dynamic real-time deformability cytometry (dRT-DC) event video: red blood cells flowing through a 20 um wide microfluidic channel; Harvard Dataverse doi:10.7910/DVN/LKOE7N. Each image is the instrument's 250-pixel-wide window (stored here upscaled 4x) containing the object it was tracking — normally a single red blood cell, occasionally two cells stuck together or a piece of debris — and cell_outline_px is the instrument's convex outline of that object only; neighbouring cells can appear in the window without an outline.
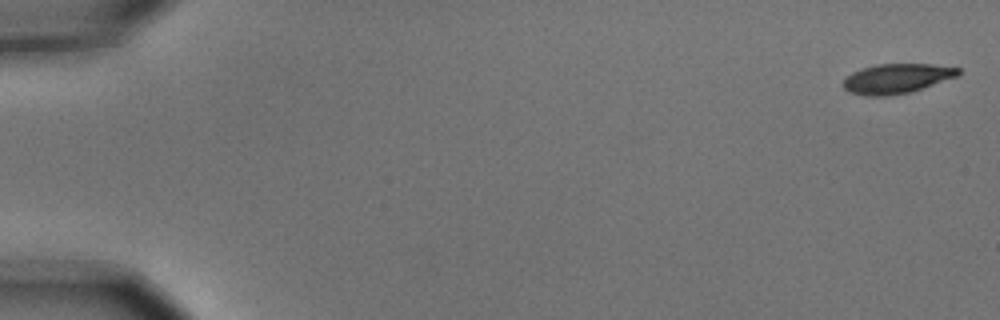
{"species": "common noctule bat (a hibernating species)", "species_latin": "Nyctalus noctula", "temperature_condition": "cold", "stored_images_in_passage": 6, "camera_frame_rate_fps": 3000, "um_per_image_px": 0.085, "animal": {"sex": "male", "body_mass_g": 15.6}, "frame": {"image": 1, "passage_image": 1, "time_ms": 0.0, "image_size_px": [1000, 320], "cell_outline_px": [[960, 76], [912, 92], [888, 96], [868, 96], [848, 92], [844, 88], [844, 80], [852, 72], [860, 68], [876, 64], [932, 64], [960, 68]], "centroid_in_image_um": [76.26, 6.68], "position_along_channel_um": 8.7, "area_um2": 20.17}}
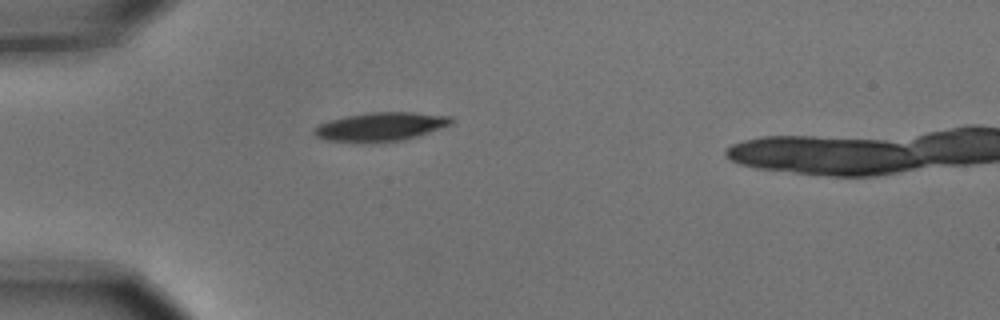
{"frame": {"image": 2, "passage_image": 5, "time_ms": 1.333, "image_size_px": [1000, 320], "cell_outline_px": [[452, 124], [420, 136], [404, 140], [364, 144], [324, 140], [316, 136], [312, 132], [312, 128], [328, 120], [344, 116], [368, 112], [412, 112], [452, 116]], "centroid_in_image_um": [32.31, 10.79], "position_along_channel_um": 52.7, "area_um2": 23.64}}